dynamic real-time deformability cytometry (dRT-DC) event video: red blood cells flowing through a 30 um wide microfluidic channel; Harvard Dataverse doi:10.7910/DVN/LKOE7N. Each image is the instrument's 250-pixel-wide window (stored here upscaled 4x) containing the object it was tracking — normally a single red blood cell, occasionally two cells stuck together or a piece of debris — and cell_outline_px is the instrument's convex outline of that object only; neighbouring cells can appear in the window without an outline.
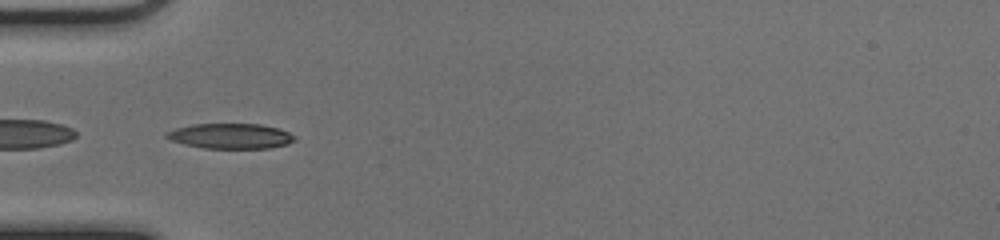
{"species": "common noctule bat (a hibernating species)", "species_latin": "Nyctalus noctula", "temperature_condition": "cold", "stored_images_in_passage": 39, "camera_frame_rate_fps": 3000, "um_per_image_px": 0.085, "animal": {"sex": "female", "body_mass_g": 17.0, "forearm_length_mm": 48.0}, "frame": {"image": 1, "passage_image": 5, "time_ms": 1.333, "image_size_px": [1000, 240], "cell_outline_px": [[296, 140], [288, 144], [272, 148], [204, 148], [184, 144], [172, 140], [164, 136], [164, 132], [176, 128], [192, 124], [260, 124], [280, 128], [296, 136]], "centroid_in_image_um": [19.62, 11.56], "position_along_channel_um": 65.4, "area_um2": 18.96}}
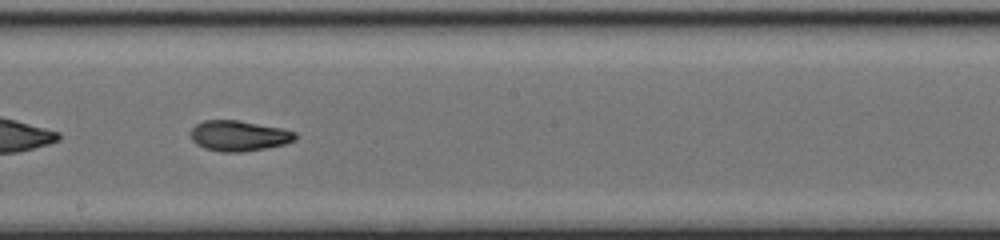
{"frame": {"image": 2, "passage_image": 17, "time_ms": 5.333, "image_size_px": [1000, 240], "cell_outline_px": [[296, 140], [284, 144], [244, 152], [220, 152], [204, 148], [196, 144], [192, 140], [192, 128], [196, 124], [204, 120], [240, 120], [284, 128], [296, 132]], "centroid_in_image_um": [20.32, 11.53], "position_along_channel_um": 227.9, "area_um2": 18.73}}
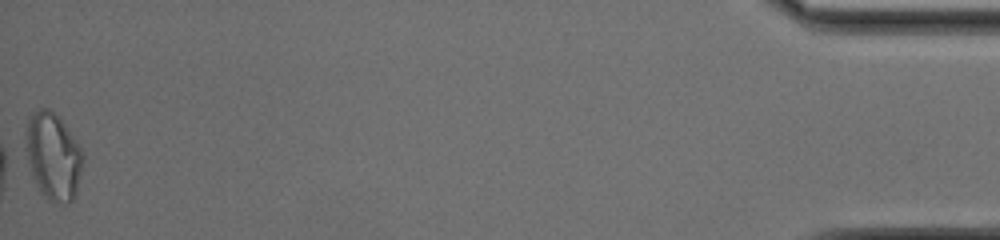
{"frame": {"image": 3, "passage_image": 39, "time_ms": 12.667, "image_size_px": [1000, 240], "cell_outline_px": [[84, 160], [76, 192], [72, 200], [68, 204], [60, 204], [48, 200], [36, 188], [20, 148], [28, 116], [32, 112], [40, 108], [48, 108], [64, 124], [84, 152]], "centroid_in_image_um": [4.42, 13.29], "position_along_channel_um": 430.8, "area_um2": 30.35}, "authors_computed_cell_mechanics": {"area_um2": 19.074, "velocity_mm_per_s": 4.0899, "shape_relaxation_time_tau1_ms": null, "shape_relaxation_time_tau2_ms": 2.6959, "deformation_change_tau1": null, "deformation_change_tau2": 0.0908}}